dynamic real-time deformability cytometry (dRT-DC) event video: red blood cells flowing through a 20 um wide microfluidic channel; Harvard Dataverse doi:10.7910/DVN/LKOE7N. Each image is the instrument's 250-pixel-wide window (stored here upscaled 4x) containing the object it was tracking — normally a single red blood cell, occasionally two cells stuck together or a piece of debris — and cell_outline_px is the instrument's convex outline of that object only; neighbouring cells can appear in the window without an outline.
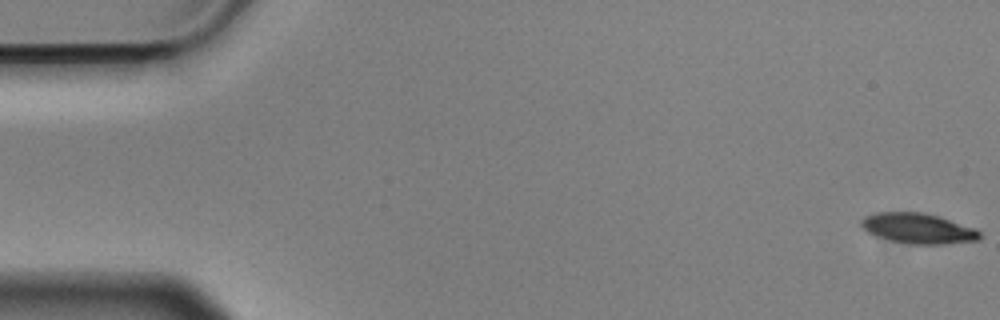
{"species": "Egyptian fruit bat (a non-hibernating species)", "species_latin": "Rousettus aegyptiacus", "temperature_condition": "cold", "stored_images_in_passage": 56, "camera_frame_rate_fps": 3000, "um_per_image_px": 0.085, "animal": {"sex": "male"}, "frame": {"image": 1, "passage_image": 1, "time_ms": 0.0, "image_size_px": [1000, 320], "cell_outline_px": [[984, 236], [980, 240], [940, 244], [912, 244], [892, 240], [876, 236], [868, 232], [860, 224], [860, 220], [864, 216], [876, 212], [920, 212], [940, 216], [976, 228]], "centroid_in_image_um": [78.07, 19.4], "position_along_channel_um": 6.9, "area_um2": 21.04}}
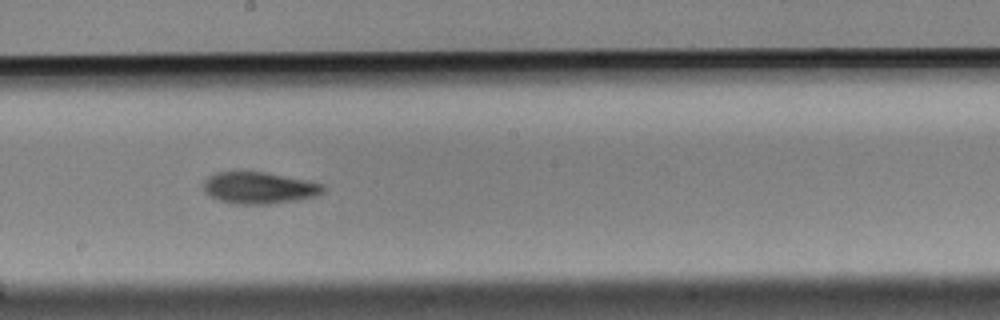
{"frame": {"image": 2, "passage_image": 31, "time_ms": 10.0, "image_size_px": [1000, 320], "cell_outline_px": [[328, 188], [324, 192], [316, 196], [296, 200], [268, 204], [236, 204], [220, 200], [212, 196], [204, 188], [204, 180], [208, 176], [216, 172], [268, 172], [308, 180], [324, 184]], "centroid_in_image_um": [22.11, 15.96], "position_along_channel_um": 226.1, "area_um2": 22.14}}
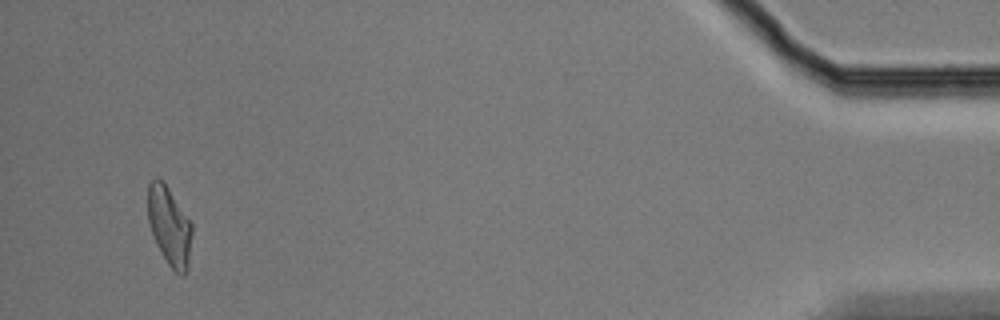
{"frame": {"image": 3, "passage_image": 54, "time_ms": 17.667, "image_size_px": [1000, 320], "cell_outline_px": [[192, 232], [188, 268], [184, 272], [176, 272], [168, 264], [156, 244], [148, 220], [148, 184], [156, 176], [168, 188], [192, 224]], "centroid_in_image_um": [14.39, 19.2], "position_along_channel_um": 420.8, "area_um2": 19.77}, "authors_computed_cell_mechanics": {"area_um2": 21.1548, "velocity_mm_per_s": 3.5727, "shape_relaxation_time_tau1_ms": 4.3538, "shape_relaxation_time_tau2_ms": 3.5152, "deformation_change_tau1": 0.1237, "deformation_change_tau2": 0.1057}}